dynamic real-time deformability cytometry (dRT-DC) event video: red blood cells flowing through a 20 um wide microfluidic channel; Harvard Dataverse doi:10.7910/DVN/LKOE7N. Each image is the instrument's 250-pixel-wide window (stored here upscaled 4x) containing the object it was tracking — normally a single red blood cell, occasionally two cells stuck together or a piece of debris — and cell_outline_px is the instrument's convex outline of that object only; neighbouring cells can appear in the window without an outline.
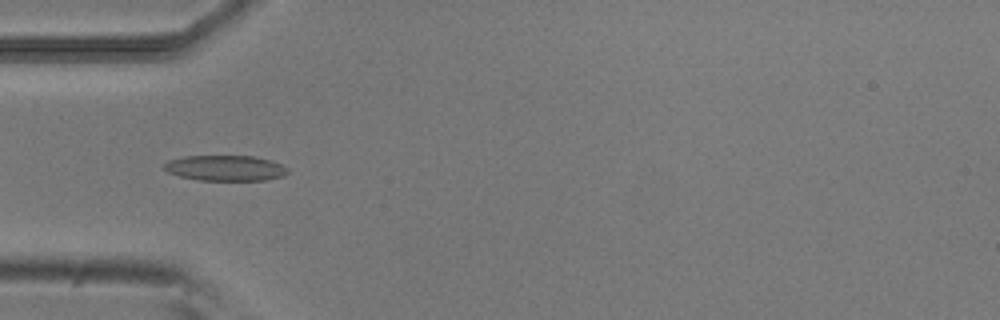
{"species": "common noctule bat (a hibernating species)", "species_latin": "Nyctalus noctula", "temperature_condition": "room temperature", "stored_images_in_passage": 27, "camera_frame_rate_fps": 3000, "um_per_image_px": 0.085, "animal": {"sex": "male", "body_mass_g": 20.5, "forearm_length_mm": 52.5}, "frame": {"image": 1, "passage_image": 1, "time_ms": 0.0, "image_size_px": [1000, 320], "cell_outline_px": [[288, 172], [284, 176], [264, 180], [200, 180], [180, 176], [168, 172], [160, 164], [168, 160], [184, 156], [256, 156], [272, 160], [288, 168]], "centroid_in_image_um": [19.14, 14.27], "position_along_channel_um": 65.9, "area_um2": 18.5}}
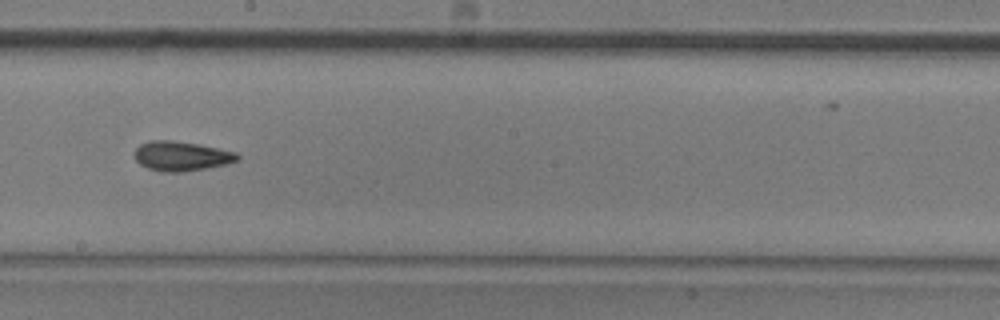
{"frame": {"image": 2, "passage_image": 14, "time_ms": 4.333, "image_size_px": [1000, 320], "cell_outline_px": [[240, 160], [228, 164], [180, 172], [160, 172], [148, 168], [140, 164], [132, 156], [132, 152], [140, 144], [152, 140], [172, 140], [200, 144], [236, 152], [240, 156]], "centroid_in_image_um": [15.4, 13.26], "position_along_channel_um": 232.8, "area_um2": 17.98}}
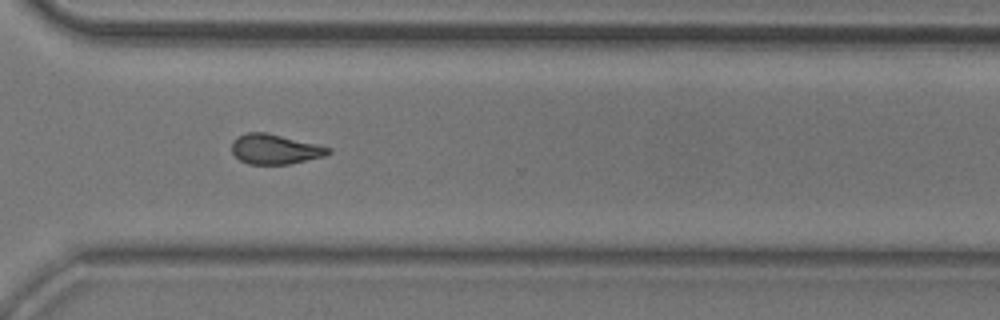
{"frame": {"image": 3, "passage_image": 23, "time_ms": 7.333, "image_size_px": [1000, 320], "cell_outline_px": [[332, 152], [324, 156], [288, 164], [248, 164], [240, 160], [232, 152], [232, 140], [236, 136], [248, 132], [264, 132], [316, 144], [332, 148]], "centroid_in_image_um": [23.35, 12.68], "position_along_channel_um": 347.3, "area_um2": 16.7}, "authors_computed_cell_mechanics": {"area_um2": 16.8776, "velocity_mm_per_s": 3.8313, "shape_relaxation_time_tau1_ms": 6.0612, "shape_relaxation_time_tau2_ms": 5.1998, "deformation_change_tau1": 0.1594, "deformation_change_tau2": 0.1203}}